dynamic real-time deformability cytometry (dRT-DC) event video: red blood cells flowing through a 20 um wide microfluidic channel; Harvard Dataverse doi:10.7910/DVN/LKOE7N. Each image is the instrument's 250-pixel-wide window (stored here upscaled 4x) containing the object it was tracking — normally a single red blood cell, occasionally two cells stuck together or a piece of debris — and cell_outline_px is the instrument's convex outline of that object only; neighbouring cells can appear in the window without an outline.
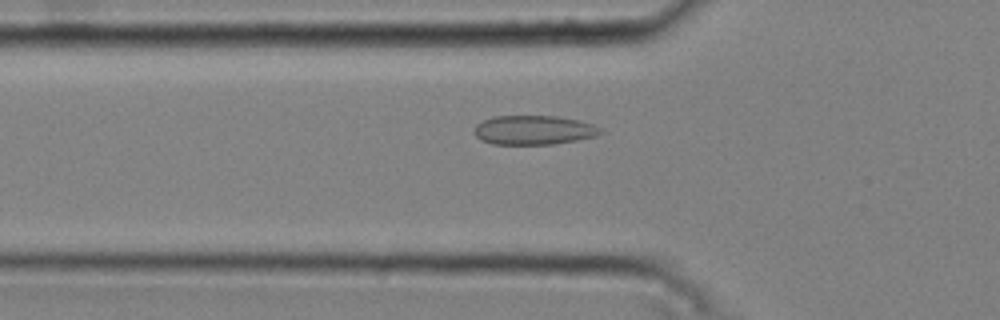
{"species": "common noctule bat (a hibernating species)", "species_latin": "Nyctalus noctula", "temperature_condition": "cold", "stored_images_in_passage": 46, "camera_frame_rate_fps": 3000, "um_per_image_px": 0.085, "animal": {"sex": "male", "body_mass_g": 20.4}, "frame": {"image": 1, "passage_image": 18, "time_ms": 5.667, "image_size_px": [1000, 320], "cell_outline_px": [[604, 132], [596, 136], [576, 140], [552, 144], [492, 144], [480, 140], [472, 132], [476, 124], [492, 116], [556, 116], [580, 120], [592, 124], [600, 128]], "centroid_in_image_um": [45.34, 11.05], "position_along_channel_um": 80.5, "area_um2": 21.62}}
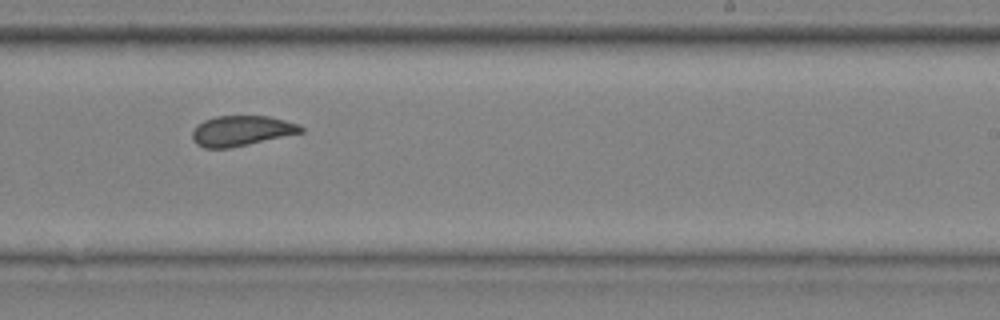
{"frame": {"image": 2, "passage_image": 33, "time_ms": 10.667, "image_size_px": [1000, 320], "cell_outline_px": [[304, 132], [232, 148], [204, 148], [196, 144], [192, 140], [192, 132], [196, 124], [204, 120], [216, 116], [268, 116], [300, 124], [304, 128]], "centroid_in_image_um": [20.51, 11.12], "position_along_channel_um": 268.5, "area_um2": 19.36}}
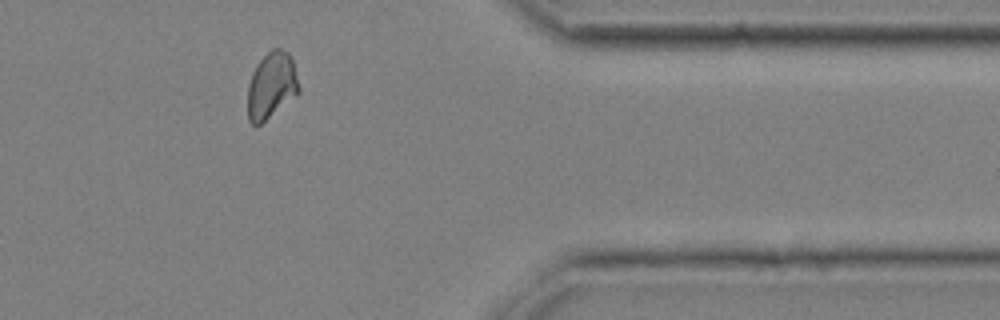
{"frame": {"image": 3, "passage_image": 44, "time_ms": 14.333, "image_size_px": [1000, 320], "cell_outline_px": [[300, 92], [260, 124], [252, 124], [248, 120], [248, 84], [252, 72], [256, 64], [272, 48], [280, 48], [288, 52], [292, 60], [300, 88]], "centroid_in_image_um": [23.06, 7.25], "position_along_channel_um": 388.3, "area_um2": 19.65}, "authors_computed_cell_mechanics": {"area_um2": 19.9988, "velocity_mm_per_s": 3.7591, "shape_relaxation_time_tau1_ms": null, "shape_relaxation_time_tau2_ms": 1.5669, "deformation_change_tau1": null, "deformation_change_tau2": 0.051}}